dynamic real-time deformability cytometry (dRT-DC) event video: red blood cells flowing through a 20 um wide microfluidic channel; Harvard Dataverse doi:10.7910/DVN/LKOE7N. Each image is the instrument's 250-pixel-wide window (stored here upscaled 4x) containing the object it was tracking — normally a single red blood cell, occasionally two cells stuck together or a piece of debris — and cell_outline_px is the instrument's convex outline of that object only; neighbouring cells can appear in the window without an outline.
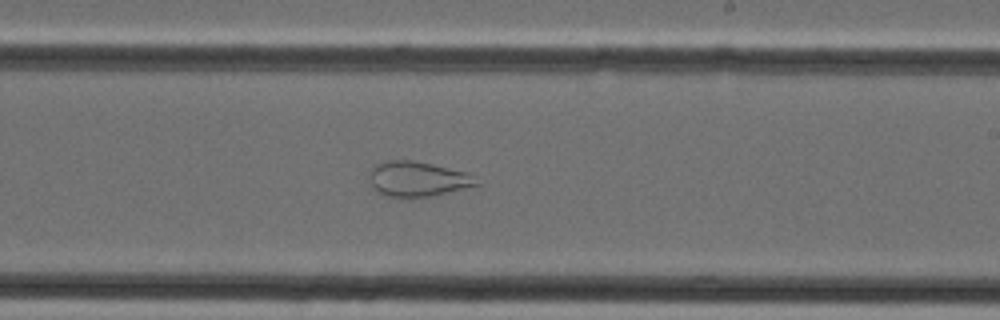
{"species": "Egyptian fruit bat (a non-hibernating species)", "species_latin": "Rousettus aegyptiacus", "temperature_condition": "cold", "stored_images_in_passage": 27, "camera_frame_rate_fps": 3000, "um_per_image_px": 0.085, "animal": {"sex": "female"}, "frame": {"image": 1, "passage_image": 12, "time_ms": 3.667, "image_size_px": [1000, 320], "cell_outline_px": [[480, 184], [432, 196], [388, 196], [376, 192], [372, 188], [368, 180], [372, 168], [376, 164], [388, 160], [412, 160], [432, 164], [468, 172]], "centroid_in_image_um": [35.45, 15.2], "position_along_channel_um": 253.5, "area_um2": 21.68}}
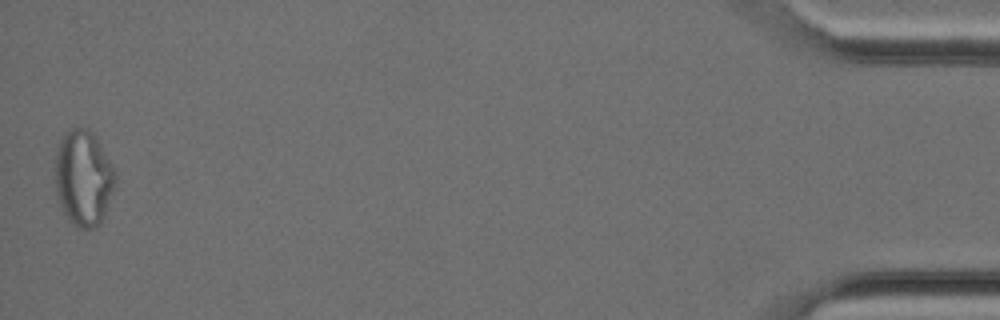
{"frame": {"image": 2, "passage_image": 27, "time_ms": 8.667, "image_size_px": [1000, 320], "cell_outline_px": [[116, 176], [104, 216], [100, 224], [96, 228], [76, 228], [68, 220], [60, 204], [56, 192], [56, 152], [60, 140], [68, 128], [88, 128], [96, 136], [112, 164], [116, 172]], "centroid_in_image_um": [7.09, 15.12], "position_along_channel_um": 428.1, "area_um2": 33.47}}